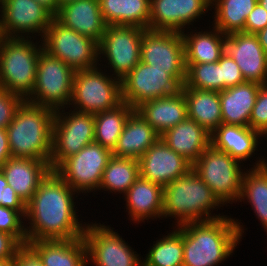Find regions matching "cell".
<instances>
[{
	"mask_svg": "<svg viewBox=\"0 0 267 266\" xmlns=\"http://www.w3.org/2000/svg\"><path fill=\"white\" fill-rule=\"evenodd\" d=\"M134 110L122 102L117 107L94 115V142L113 151L129 114Z\"/></svg>",
	"mask_w": 267,
	"mask_h": 266,
	"instance_id": "obj_35",
	"label": "cell"
},
{
	"mask_svg": "<svg viewBox=\"0 0 267 266\" xmlns=\"http://www.w3.org/2000/svg\"><path fill=\"white\" fill-rule=\"evenodd\" d=\"M258 0H212L215 11L212 26L223 34L244 32L245 22Z\"/></svg>",
	"mask_w": 267,
	"mask_h": 266,
	"instance_id": "obj_33",
	"label": "cell"
},
{
	"mask_svg": "<svg viewBox=\"0 0 267 266\" xmlns=\"http://www.w3.org/2000/svg\"><path fill=\"white\" fill-rule=\"evenodd\" d=\"M186 78L182 87L222 91L220 65L215 63L185 64Z\"/></svg>",
	"mask_w": 267,
	"mask_h": 266,
	"instance_id": "obj_37",
	"label": "cell"
},
{
	"mask_svg": "<svg viewBox=\"0 0 267 266\" xmlns=\"http://www.w3.org/2000/svg\"><path fill=\"white\" fill-rule=\"evenodd\" d=\"M107 25L138 26L149 30L150 0H99Z\"/></svg>",
	"mask_w": 267,
	"mask_h": 266,
	"instance_id": "obj_31",
	"label": "cell"
},
{
	"mask_svg": "<svg viewBox=\"0 0 267 266\" xmlns=\"http://www.w3.org/2000/svg\"><path fill=\"white\" fill-rule=\"evenodd\" d=\"M2 194L4 195V201H1V206L18 211L25 219L26 203L15 193V190L7 184Z\"/></svg>",
	"mask_w": 267,
	"mask_h": 266,
	"instance_id": "obj_45",
	"label": "cell"
},
{
	"mask_svg": "<svg viewBox=\"0 0 267 266\" xmlns=\"http://www.w3.org/2000/svg\"><path fill=\"white\" fill-rule=\"evenodd\" d=\"M24 101L20 96L0 87V129H6Z\"/></svg>",
	"mask_w": 267,
	"mask_h": 266,
	"instance_id": "obj_40",
	"label": "cell"
},
{
	"mask_svg": "<svg viewBox=\"0 0 267 266\" xmlns=\"http://www.w3.org/2000/svg\"><path fill=\"white\" fill-rule=\"evenodd\" d=\"M262 135L250 126L221 124L210 136L211 146L245 162L255 156Z\"/></svg>",
	"mask_w": 267,
	"mask_h": 266,
	"instance_id": "obj_26",
	"label": "cell"
},
{
	"mask_svg": "<svg viewBox=\"0 0 267 266\" xmlns=\"http://www.w3.org/2000/svg\"><path fill=\"white\" fill-rule=\"evenodd\" d=\"M260 86L258 83L245 81L220 92L223 124L249 126Z\"/></svg>",
	"mask_w": 267,
	"mask_h": 266,
	"instance_id": "obj_28",
	"label": "cell"
},
{
	"mask_svg": "<svg viewBox=\"0 0 267 266\" xmlns=\"http://www.w3.org/2000/svg\"><path fill=\"white\" fill-rule=\"evenodd\" d=\"M22 245L14 235L0 231V262L14 259Z\"/></svg>",
	"mask_w": 267,
	"mask_h": 266,
	"instance_id": "obj_43",
	"label": "cell"
},
{
	"mask_svg": "<svg viewBox=\"0 0 267 266\" xmlns=\"http://www.w3.org/2000/svg\"><path fill=\"white\" fill-rule=\"evenodd\" d=\"M179 227L183 230V266L220 265L231 257L247 230L240 220L227 215Z\"/></svg>",
	"mask_w": 267,
	"mask_h": 266,
	"instance_id": "obj_2",
	"label": "cell"
},
{
	"mask_svg": "<svg viewBox=\"0 0 267 266\" xmlns=\"http://www.w3.org/2000/svg\"><path fill=\"white\" fill-rule=\"evenodd\" d=\"M186 98L188 118L212 134L222 122L220 92L190 87L181 89Z\"/></svg>",
	"mask_w": 267,
	"mask_h": 266,
	"instance_id": "obj_30",
	"label": "cell"
},
{
	"mask_svg": "<svg viewBox=\"0 0 267 266\" xmlns=\"http://www.w3.org/2000/svg\"><path fill=\"white\" fill-rule=\"evenodd\" d=\"M40 5L45 7L53 16L58 12L57 0H36Z\"/></svg>",
	"mask_w": 267,
	"mask_h": 266,
	"instance_id": "obj_47",
	"label": "cell"
},
{
	"mask_svg": "<svg viewBox=\"0 0 267 266\" xmlns=\"http://www.w3.org/2000/svg\"><path fill=\"white\" fill-rule=\"evenodd\" d=\"M0 266H14V260L10 259L7 261L0 262Z\"/></svg>",
	"mask_w": 267,
	"mask_h": 266,
	"instance_id": "obj_51",
	"label": "cell"
},
{
	"mask_svg": "<svg viewBox=\"0 0 267 266\" xmlns=\"http://www.w3.org/2000/svg\"><path fill=\"white\" fill-rule=\"evenodd\" d=\"M138 161L140 177L163 188L192 169V164L168 147L161 138Z\"/></svg>",
	"mask_w": 267,
	"mask_h": 266,
	"instance_id": "obj_18",
	"label": "cell"
},
{
	"mask_svg": "<svg viewBox=\"0 0 267 266\" xmlns=\"http://www.w3.org/2000/svg\"><path fill=\"white\" fill-rule=\"evenodd\" d=\"M243 164L210 145L192 165V169L226 206L239 200L244 170L247 169Z\"/></svg>",
	"mask_w": 267,
	"mask_h": 266,
	"instance_id": "obj_7",
	"label": "cell"
},
{
	"mask_svg": "<svg viewBox=\"0 0 267 266\" xmlns=\"http://www.w3.org/2000/svg\"><path fill=\"white\" fill-rule=\"evenodd\" d=\"M222 80V91L244 83L240 68L237 63L225 52L218 61Z\"/></svg>",
	"mask_w": 267,
	"mask_h": 266,
	"instance_id": "obj_41",
	"label": "cell"
},
{
	"mask_svg": "<svg viewBox=\"0 0 267 266\" xmlns=\"http://www.w3.org/2000/svg\"><path fill=\"white\" fill-rule=\"evenodd\" d=\"M55 111L52 127V150L49 161L54 170L63 160L78 153L94 142V115L78 112L70 108Z\"/></svg>",
	"mask_w": 267,
	"mask_h": 266,
	"instance_id": "obj_10",
	"label": "cell"
},
{
	"mask_svg": "<svg viewBox=\"0 0 267 266\" xmlns=\"http://www.w3.org/2000/svg\"><path fill=\"white\" fill-rule=\"evenodd\" d=\"M27 244L38 254L43 266H87V249L83 237L36 240Z\"/></svg>",
	"mask_w": 267,
	"mask_h": 266,
	"instance_id": "obj_27",
	"label": "cell"
},
{
	"mask_svg": "<svg viewBox=\"0 0 267 266\" xmlns=\"http://www.w3.org/2000/svg\"><path fill=\"white\" fill-rule=\"evenodd\" d=\"M11 157L7 131L6 129H0V168Z\"/></svg>",
	"mask_w": 267,
	"mask_h": 266,
	"instance_id": "obj_46",
	"label": "cell"
},
{
	"mask_svg": "<svg viewBox=\"0 0 267 266\" xmlns=\"http://www.w3.org/2000/svg\"><path fill=\"white\" fill-rule=\"evenodd\" d=\"M140 61L155 69L165 70L184 85L186 66L181 33L145 30L141 40Z\"/></svg>",
	"mask_w": 267,
	"mask_h": 266,
	"instance_id": "obj_15",
	"label": "cell"
},
{
	"mask_svg": "<svg viewBox=\"0 0 267 266\" xmlns=\"http://www.w3.org/2000/svg\"><path fill=\"white\" fill-rule=\"evenodd\" d=\"M249 126L262 136L267 132V86L259 87L255 105L251 111Z\"/></svg>",
	"mask_w": 267,
	"mask_h": 266,
	"instance_id": "obj_39",
	"label": "cell"
},
{
	"mask_svg": "<svg viewBox=\"0 0 267 266\" xmlns=\"http://www.w3.org/2000/svg\"><path fill=\"white\" fill-rule=\"evenodd\" d=\"M78 196L68 183L51 170L26 203L27 242L83 237L87 224L79 220L76 212L77 202L74 200Z\"/></svg>",
	"mask_w": 267,
	"mask_h": 266,
	"instance_id": "obj_1",
	"label": "cell"
},
{
	"mask_svg": "<svg viewBox=\"0 0 267 266\" xmlns=\"http://www.w3.org/2000/svg\"><path fill=\"white\" fill-rule=\"evenodd\" d=\"M112 151L92 142L63 160L54 171L78 194L97 192Z\"/></svg>",
	"mask_w": 267,
	"mask_h": 266,
	"instance_id": "obj_12",
	"label": "cell"
},
{
	"mask_svg": "<svg viewBox=\"0 0 267 266\" xmlns=\"http://www.w3.org/2000/svg\"><path fill=\"white\" fill-rule=\"evenodd\" d=\"M211 3L212 0H150L149 30L182 33L212 11Z\"/></svg>",
	"mask_w": 267,
	"mask_h": 266,
	"instance_id": "obj_17",
	"label": "cell"
},
{
	"mask_svg": "<svg viewBox=\"0 0 267 266\" xmlns=\"http://www.w3.org/2000/svg\"><path fill=\"white\" fill-rule=\"evenodd\" d=\"M262 137H263L262 140L265 138L267 139V132L263 134ZM260 158L261 157L259 156L256 158L257 161H255V163L252 165L253 167H261V166L267 167V159H265L264 156L261 159Z\"/></svg>",
	"mask_w": 267,
	"mask_h": 266,
	"instance_id": "obj_50",
	"label": "cell"
},
{
	"mask_svg": "<svg viewBox=\"0 0 267 266\" xmlns=\"http://www.w3.org/2000/svg\"><path fill=\"white\" fill-rule=\"evenodd\" d=\"M54 18L63 26L98 43L107 28L99 0H76L59 7Z\"/></svg>",
	"mask_w": 267,
	"mask_h": 266,
	"instance_id": "obj_20",
	"label": "cell"
},
{
	"mask_svg": "<svg viewBox=\"0 0 267 266\" xmlns=\"http://www.w3.org/2000/svg\"><path fill=\"white\" fill-rule=\"evenodd\" d=\"M139 176L138 160L112 156L103 171L98 190L124 195Z\"/></svg>",
	"mask_w": 267,
	"mask_h": 266,
	"instance_id": "obj_34",
	"label": "cell"
},
{
	"mask_svg": "<svg viewBox=\"0 0 267 266\" xmlns=\"http://www.w3.org/2000/svg\"><path fill=\"white\" fill-rule=\"evenodd\" d=\"M182 84L165 70L139 62L134 69L121 80L122 102L134 109L147 100L166 97L178 93Z\"/></svg>",
	"mask_w": 267,
	"mask_h": 266,
	"instance_id": "obj_16",
	"label": "cell"
},
{
	"mask_svg": "<svg viewBox=\"0 0 267 266\" xmlns=\"http://www.w3.org/2000/svg\"><path fill=\"white\" fill-rule=\"evenodd\" d=\"M0 170L8 184L25 203L32 198L41 181L51 171L49 163L45 160L20 157L9 158Z\"/></svg>",
	"mask_w": 267,
	"mask_h": 266,
	"instance_id": "obj_21",
	"label": "cell"
},
{
	"mask_svg": "<svg viewBox=\"0 0 267 266\" xmlns=\"http://www.w3.org/2000/svg\"><path fill=\"white\" fill-rule=\"evenodd\" d=\"M7 184L8 182L6 181L4 174L0 170V205H1V201H4V195L2 193H3L4 188L7 186Z\"/></svg>",
	"mask_w": 267,
	"mask_h": 266,
	"instance_id": "obj_49",
	"label": "cell"
},
{
	"mask_svg": "<svg viewBox=\"0 0 267 266\" xmlns=\"http://www.w3.org/2000/svg\"><path fill=\"white\" fill-rule=\"evenodd\" d=\"M144 31L145 29L138 26H107L98 43L99 61L101 62L102 58L106 61L104 67L107 68L108 64L113 77L122 80L140 62Z\"/></svg>",
	"mask_w": 267,
	"mask_h": 266,
	"instance_id": "obj_11",
	"label": "cell"
},
{
	"mask_svg": "<svg viewBox=\"0 0 267 266\" xmlns=\"http://www.w3.org/2000/svg\"><path fill=\"white\" fill-rule=\"evenodd\" d=\"M42 49L43 43H34L32 38L0 36V87L27 100L35 85Z\"/></svg>",
	"mask_w": 267,
	"mask_h": 266,
	"instance_id": "obj_5",
	"label": "cell"
},
{
	"mask_svg": "<svg viewBox=\"0 0 267 266\" xmlns=\"http://www.w3.org/2000/svg\"><path fill=\"white\" fill-rule=\"evenodd\" d=\"M222 206L224 205L193 169L163 188V217L174 218L176 227L224 217L226 215L212 214L213 210Z\"/></svg>",
	"mask_w": 267,
	"mask_h": 266,
	"instance_id": "obj_4",
	"label": "cell"
},
{
	"mask_svg": "<svg viewBox=\"0 0 267 266\" xmlns=\"http://www.w3.org/2000/svg\"><path fill=\"white\" fill-rule=\"evenodd\" d=\"M246 170L242 178L238 202L250 203L251 209L261 221L264 231L267 232V167H251Z\"/></svg>",
	"mask_w": 267,
	"mask_h": 266,
	"instance_id": "obj_32",
	"label": "cell"
},
{
	"mask_svg": "<svg viewBox=\"0 0 267 266\" xmlns=\"http://www.w3.org/2000/svg\"><path fill=\"white\" fill-rule=\"evenodd\" d=\"M143 260V266H183V230L179 226L154 241Z\"/></svg>",
	"mask_w": 267,
	"mask_h": 266,
	"instance_id": "obj_36",
	"label": "cell"
},
{
	"mask_svg": "<svg viewBox=\"0 0 267 266\" xmlns=\"http://www.w3.org/2000/svg\"><path fill=\"white\" fill-rule=\"evenodd\" d=\"M159 139L160 135L134 109L127 117L112 156L139 160Z\"/></svg>",
	"mask_w": 267,
	"mask_h": 266,
	"instance_id": "obj_25",
	"label": "cell"
},
{
	"mask_svg": "<svg viewBox=\"0 0 267 266\" xmlns=\"http://www.w3.org/2000/svg\"><path fill=\"white\" fill-rule=\"evenodd\" d=\"M13 260L14 266H43L38 254L28 244L18 249Z\"/></svg>",
	"mask_w": 267,
	"mask_h": 266,
	"instance_id": "obj_44",
	"label": "cell"
},
{
	"mask_svg": "<svg viewBox=\"0 0 267 266\" xmlns=\"http://www.w3.org/2000/svg\"><path fill=\"white\" fill-rule=\"evenodd\" d=\"M225 52L237 63L245 81L266 84L267 55L255 34L243 31L228 34Z\"/></svg>",
	"mask_w": 267,
	"mask_h": 266,
	"instance_id": "obj_19",
	"label": "cell"
},
{
	"mask_svg": "<svg viewBox=\"0 0 267 266\" xmlns=\"http://www.w3.org/2000/svg\"><path fill=\"white\" fill-rule=\"evenodd\" d=\"M182 32L185 64L215 63L225 53L226 36L218 28ZM196 31V32H195Z\"/></svg>",
	"mask_w": 267,
	"mask_h": 266,
	"instance_id": "obj_29",
	"label": "cell"
},
{
	"mask_svg": "<svg viewBox=\"0 0 267 266\" xmlns=\"http://www.w3.org/2000/svg\"><path fill=\"white\" fill-rule=\"evenodd\" d=\"M113 229L104 223H87L83 234L87 265L143 266L141 256Z\"/></svg>",
	"mask_w": 267,
	"mask_h": 266,
	"instance_id": "obj_13",
	"label": "cell"
},
{
	"mask_svg": "<svg viewBox=\"0 0 267 266\" xmlns=\"http://www.w3.org/2000/svg\"><path fill=\"white\" fill-rule=\"evenodd\" d=\"M24 221V217L18 211L0 205V231L12 234L22 244H27Z\"/></svg>",
	"mask_w": 267,
	"mask_h": 266,
	"instance_id": "obj_38",
	"label": "cell"
},
{
	"mask_svg": "<svg viewBox=\"0 0 267 266\" xmlns=\"http://www.w3.org/2000/svg\"><path fill=\"white\" fill-rule=\"evenodd\" d=\"M135 109L160 136L188 117L187 102L182 90L142 102Z\"/></svg>",
	"mask_w": 267,
	"mask_h": 266,
	"instance_id": "obj_23",
	"label": "cell"
},
{
	"mask_svg": "<svg viewBox=\"0 0 267 266\" xmlns=\"http://www.w3.org/2000/svg\"><path fill=\"white\" fill-rule=\"evenodd\" d=\"M267 26V11L258 2L248 15L244 32L256 34Z\"/></svg>",
	"mask_w": 267,
	"mask_h": 266,
	"instance_id": "obj_42",
	"label": "cell"
},
{
	"mask_svg": "<svg viewBox=\"0 0 267 266\" xmlns=\"http://www.w3.org/2000/svg\"><path fill=\"white\" fill-rule=\"evenodd\" d=\"M54 115L53 109L24 100L6 128L11 156L49 163Z\"/></svg>",
	"mask_w": 267,
	"mask_h": 266,
	"instance_id": "obj_3",
	"label": "cell"
},
{
	"mask_svg": "<svg viewBox=\"0 0 267 266\" xmlns=\"http://www.w3.org/2000/svg\"><path fill=\"white\" fill-rule=\"evenodd\" d=\"M57 1H58V9H59L60 6L76 1V0H57Z\"/></svg>",
	"mask_w": 267,
	"mask_h": 266,
	"instance_id": "obj_52",
	"label": "cell"
},
{
	"mask_svg": "<svg viewBox=\"0 0 267 266\" xmlns=\"http://www.w3.org/2000/svg\"><path fill=\"white\" fill-rule=\"evenodd\" d=\"M75 71L65 62L41 50L36 81L27 101L54 111L68 108L72 99Z\"/></svg>",
	"mask_w": 267,
	"mask_h": 266,
	"instance_id": "obj_8",
	"label": "cell"
},
{
	"mask_svg": "<svg viewBox=\"0 0 267 266\" xmlns=\"http://www.w3.org/2000/svg\"><path fill=\"white\" fill-rule=\"evenodd\" d=\"M211 134L190 118L166 130L160 138L192 165L211 145Z\"/></svg>",
	"mask_w": 267,
	"mask_h": 266,
	"instance_id": "obj_24",
	"label": "cell"
},
{
	"mask_svg": "<svg viewBox=\"0 0 267 266\" xmlns=\"http://www.w3.org/2000/svg\"><path fill=\"white\" fill-rule=\"evenodd\" d=\"M123 198L126 201V209L131 222L139 224L144 220L163 218V187L161 185L139 176Z\"/></svg>",
	"mask_w": 267,
	"mask_h": 266,
	"instance_id": "obj_22",
	"label": "cell"
},
{
	"mask_svg": "<svg viewBox=\"0 0 267 266\" xmlns=\"http://www.w3.org/2000/svg\"><path fill=\"white\" fill-rule=\"evenodd\" d=\"M101 68L97 66L75 71L72 99L68 108L95 115L122 103L121 80L105 71L104 67Z\"/></svg>",
	"mask_w": 267,
	"mask_h": 266,
	"instance_id": "obj_6",
	"label": "cell"
},
{
	"mask_svg": "<svg viewBox=\"0 0 267 266\" xmlns=\"http://www.w3.org/2000/svg\"><path fill=\"white\" fill-rule=\"evenodd\" d=\"M40 41L46 52L65 62L74 71L101 66L98 42L63 26L55 18Z\"/></svg>",
	"mask_w": 267,
	"mask_h": 266,
	"instance_id": "obj_9",
	"label": "cell"
},
{
	"mask_svg": "<svg viewBox=\"0 0 267 266\" xmlns=\"http://www.w3.org/2000/svg\"><path fill=\"white\" fill-rule=\"evenodd\" d=\"M0 5V36L6 38H43L54 18L36 0H0Z\"/></svg>",
	"mask_w": 267,
	"mask_h": 266,
	"instance_id": "obj_14",
	"label": "cell"
},
{
	"mask_svg": "<svg viewBox=\"0 0 267 266\" xmlns=\"http://www.w3.org/2000/svg\"><path fill=\"white\" fill-rule=\"evenodd\" d=\"M267 55V26L255 34Z\"/></svg>",
	"mask_w": 267,
	"mask_h": 266,
	"instance_id": "obj_48",
	"label": "cell"
},
{
	"mask_svg": "<svg viewBox=\"0 0 267 266\" xmlns=\"http://www.w3.org/2000/svg\"><path fill=\"white\" fill-rule=\"evenodd\" d=\"M258 3L267 11V0H258Z\"/></svg>",
	"mask_w": 267,
	"mask_h": 266,
	"instance_id": "obj_53",
	"label": "cell"
}]
</instances>
